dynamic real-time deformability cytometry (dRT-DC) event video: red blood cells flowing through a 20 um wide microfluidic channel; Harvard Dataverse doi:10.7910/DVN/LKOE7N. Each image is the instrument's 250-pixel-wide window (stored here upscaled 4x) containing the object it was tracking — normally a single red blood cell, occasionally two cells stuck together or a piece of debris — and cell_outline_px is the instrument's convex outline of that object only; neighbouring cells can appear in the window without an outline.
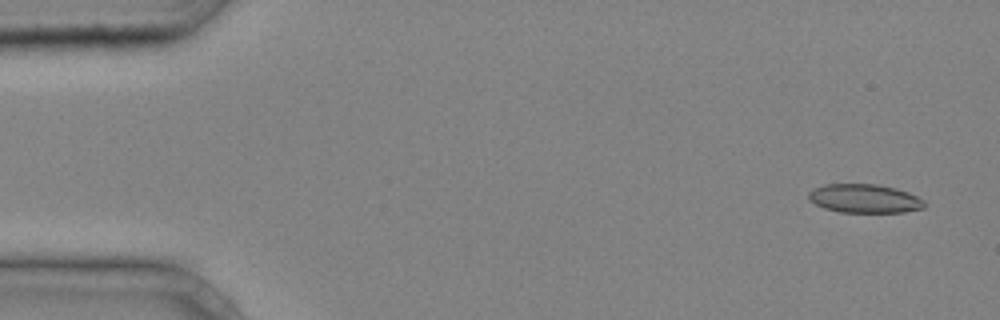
{"species": "common noctule bat (a hibernating species)", "species_latin": "Nyctalus noctula", "temperature_condition": "cold", "stored_images_in_passage": 40, "camera_frame_rate_fps": 3000, "um_per_image_px": 0.085, "animal": {"sex": "male", "body_mass_g": 20.4}, "frame": {"image": 1, "passage_image": 2, "time_ms": 0.333, "image_size_px": [1000, 320], "cell_outline_px": [[924, 208], [904, 212], [840, 212], [824, 208], [808, 200], [808, 192], [812, 188], [824, 184], [876, 184], [896, 188], [908, 192], [924, 200]], "centroid_in_image_um": [73.45, 16.87], "position_along_channel_um": 11.6, "area_um2": 19.48}}
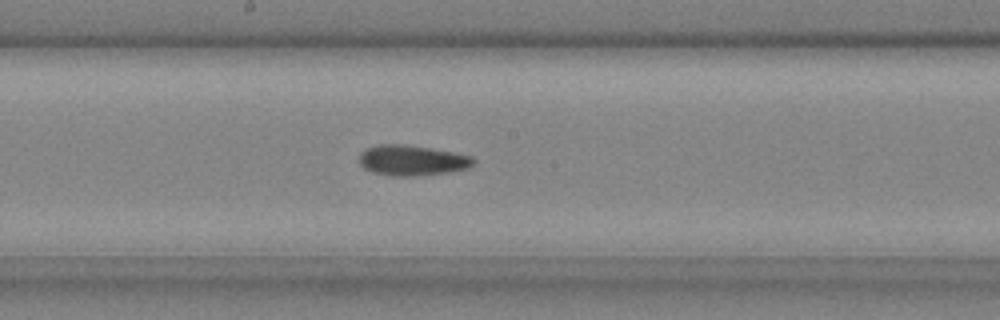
{"frame": {"image": 2, "passage_image": 22, "time_ms": 7.0, "image_size_px": [1000, 320], "cell_outline_px": [[476, 160], [468, 168], [448, 172], [412, 176], [388, 176], [372, 172], [364, 168], [360, 164], [360, 152], [376, 144], [404, 144], [432, 148], [472, 156]], "centroid_in_image_um": [35.0, 13.63], "position_along_channel_um": 213.2, "area_um2": 20.29}}
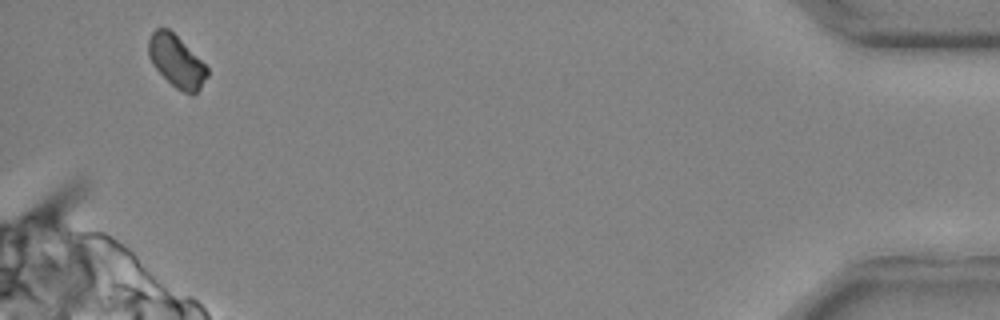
{"frame": {"image": 3, "passage_image": 39, "time_ms": 12.667, "image_size_px": [1000, 320], "cell_outline_px": [[208, 76], [200, 88], [192, 96], [176, 88], [152, 64], [148, 56], [148, 40], [152, 32], [156, 28], [168, 28], [208, 68]], "centroid_in_image_um": [14.98, 5.22], "position_along_channel_um": 420.2, "area_um2": 17.4}}